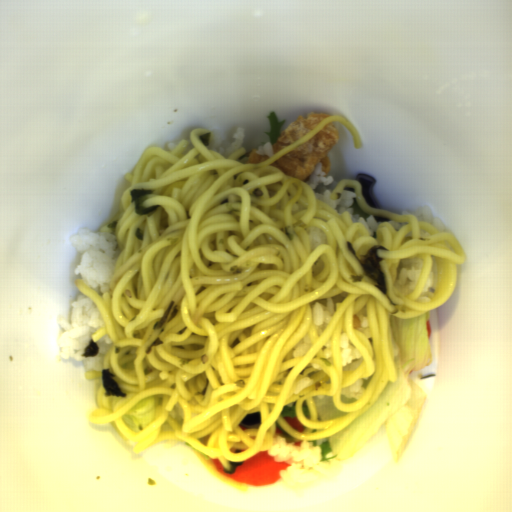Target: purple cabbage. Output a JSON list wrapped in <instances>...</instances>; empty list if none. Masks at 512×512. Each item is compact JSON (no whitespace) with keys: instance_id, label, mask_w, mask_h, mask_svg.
Listing matches in <instances>:
<instances>
[{"instance_id":"obj_1","label":"purple cabbage","mask_w":512,"mask_h":512,"mask_svg":"<svg viewBox=\"0 0 512 512\" xmlns=\"http://www.w3.org/2000/svg\"><path fill=\"white\" fill-rule=\"evenodd\" d=\"M354 181L360 183L364 203L367 204L369 207L383 211L382 206L377 204L374 195V189L376 184L375 177L367 173H357V176Z\"/></svg>"},{"instance_id":"obj_2","label":"purple cabbage","mask_w":512,"mask_h":512,"mask_svg":"<svg viewBox=\"0 0 512 512\" xmlns=\"http://www.w3.org/2000/svg\"><path fill=\"white\" fill-rule=\"evenodd\" d=\"M372 217L378 222L379 225H381L383 222H387V223L389 222V218H385L382 216H372Z\"/></svg>"}]
</instances>
